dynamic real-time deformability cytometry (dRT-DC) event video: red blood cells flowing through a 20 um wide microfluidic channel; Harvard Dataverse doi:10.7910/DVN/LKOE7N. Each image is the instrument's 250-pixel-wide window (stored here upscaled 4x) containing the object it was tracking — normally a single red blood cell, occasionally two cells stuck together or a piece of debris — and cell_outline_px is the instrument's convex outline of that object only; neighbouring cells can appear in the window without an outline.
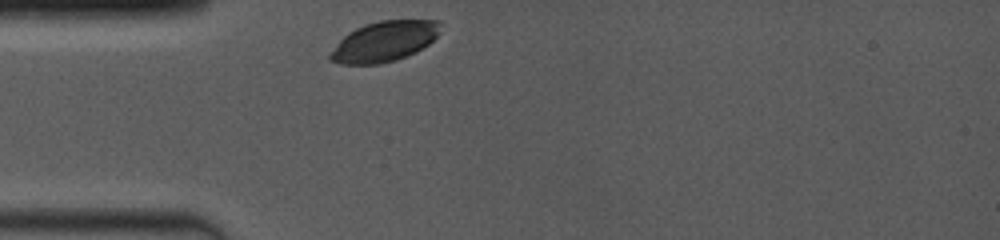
{"species": "common noctule bat (a hibernating species)", "species_latin": "Nyctalus noctula", "temperature_condition": "room temperature", "stored_images_in_passage": 4, "camera_frame_rate_fps": 4000, "um_per_image_px": 0.085, "animal": {"sex": "female", "body_mass_g": 19.0, "forearm_length_mm": 53.3}, "frame": {"image": 1, "passage_image": 1, "time_ms": 0.0, "image_size_px": [1000, 240], "cell_outline_px": [[440, 32], [428, 44], [416, 52], [408, 56], [396, 60], [380, 64], [340, 64], [328, 60], [328, 52], [348, 32], [364, 24], [380, 20], [440, 20]], "centroid_in_image_um": [32.63, 3.53], "position_along_channel_um": 52.4, "area_um2": 26.13}}